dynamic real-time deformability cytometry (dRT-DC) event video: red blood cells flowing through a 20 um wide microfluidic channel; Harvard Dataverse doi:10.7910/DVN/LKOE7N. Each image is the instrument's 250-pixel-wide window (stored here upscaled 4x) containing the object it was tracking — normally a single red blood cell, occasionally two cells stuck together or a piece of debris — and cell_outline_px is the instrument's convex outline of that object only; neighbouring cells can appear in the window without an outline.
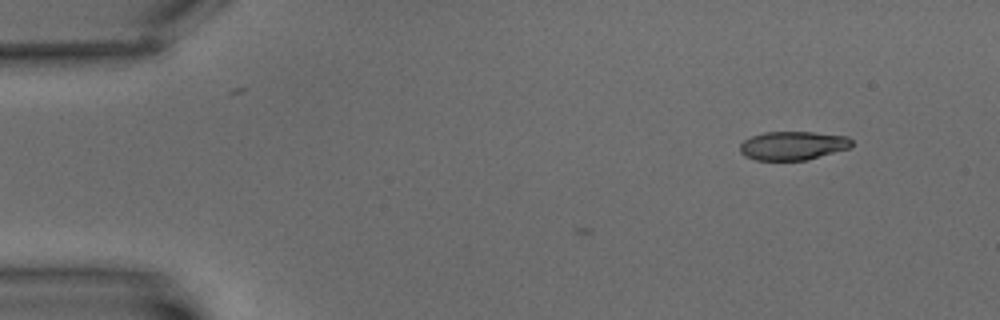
{"species": "common noctule bat (a hibernating species)", "species_latin": "Nyctalus noctula", "temperature_condition": "warm", "stored_images_in_passage": 2, "camera_frame_rate_fps": 3000, "um_per_image_px": 0.085, "animal": {"sex": "male", "body_mass_g": 15.6}, "frame": {"image": 1, "passage_image": 2, "time_ms": 1.333, "image_size_px": [1000, 320], "cell_outline_px": [[852, 144], [848, 148], [808, 160], [756, 160], [744, 156], [740, 152], [740, 144], [744, 140], [752, 136], [764, 132], [812, 132], [848, 136], [852, 140]], "centroid_in_image_um": [67.38, 12.38], "position_along_channel_um": 17.6, "area_um2": 18.67}}